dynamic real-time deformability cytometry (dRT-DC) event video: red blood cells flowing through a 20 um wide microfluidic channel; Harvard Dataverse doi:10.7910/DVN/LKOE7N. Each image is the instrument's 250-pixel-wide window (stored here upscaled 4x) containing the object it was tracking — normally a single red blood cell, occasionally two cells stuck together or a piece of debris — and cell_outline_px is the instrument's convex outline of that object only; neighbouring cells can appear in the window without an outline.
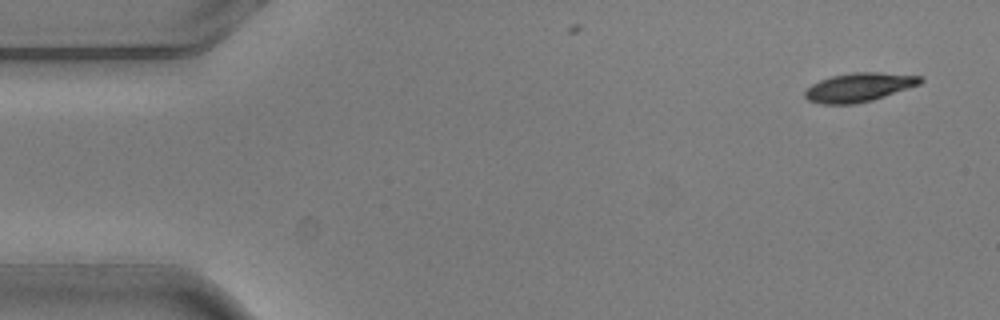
{"species": "common noctule bat (a hibernating species)", "species_latin": "Nyctalus noctula", "temperature_condition": "warm", "stored_images_in_passage": 3, "camera_frame_rate_fps": 3000, "um_per_image_px": 0.085, "animal": {"sex": "male", "body_mass_g": 20.5, "forearm_length_mm": 52.5}, "frame": {"image": 1, "passage_image": 1, "time_ms": 0.0, "image_size_px": [1000, 320], "cell_outline_px": [[924, 80], [920, 84], [872, 100], [852, 104], [820, 104], [808, 100], [804, 96], [804, 92], [812, 84], [820, 80], [832, 76], [852, 72], [880, 72], [924, 76]], "centroid_in_image_um": [73.02, 7.41], "position_along_channel_um": 12.0, "area_um2": 19.36}}
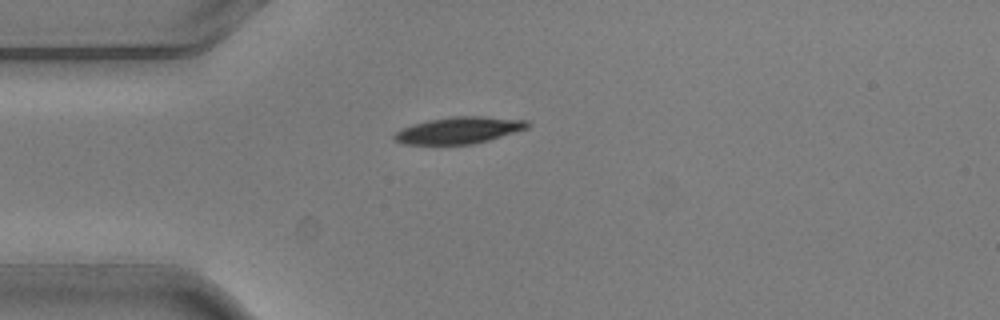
{"frame": {"image": 2, "passage_image": 3, "time_ms": 0.667, "image_size_px": [1000, 320], "cell_outline_px": [[532, 124], [528, 128], [488, 140], [472, 144], [400, 144], [392, 140], [392, 136], [400, 128], [428, 120], [452, 116], [484, 116], [528, 120]], "centroid_in_image_um": [38.99, 11.07], "position_along_channel_um": 46.0, "area_um2": 20.87}}